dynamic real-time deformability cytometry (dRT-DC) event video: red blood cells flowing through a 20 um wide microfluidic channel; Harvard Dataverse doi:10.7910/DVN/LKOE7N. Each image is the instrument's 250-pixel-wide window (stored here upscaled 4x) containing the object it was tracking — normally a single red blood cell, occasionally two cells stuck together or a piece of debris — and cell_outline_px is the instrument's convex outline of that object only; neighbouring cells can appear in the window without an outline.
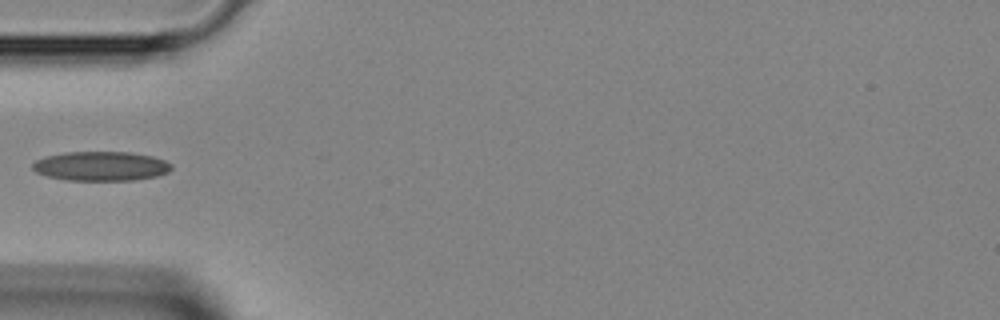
{"species": "Egyptian fruit bat (a non-hibernating species)", "species_latin": "Rousettus aegyptiacus", "temperature_condition": "room temperature", "stored_images_in_passage": 10, "camera_frame_rate_fps": 3000, "um_per_image_px": 0.085, "animal": {"sex": "female"}, "frame": {"image": 1, "passage_image": 1, "time_ms": 0.0, "image_size_px": [1000, 320], "cell_outline_px": [[172, 168], [168, 172], [156, 176], [132, 180], [68, 180], [48, 176], [36, 172], [32, 168], [32, 164], [36, 160], [48, 156], [64, 152], [128, 152], [152, 156], [164, 160], [172, 164]], "centroid_in_image_um": [8.59, 14.12], "position_along_channel_um": 76.4, "area_um2": 23.58}}
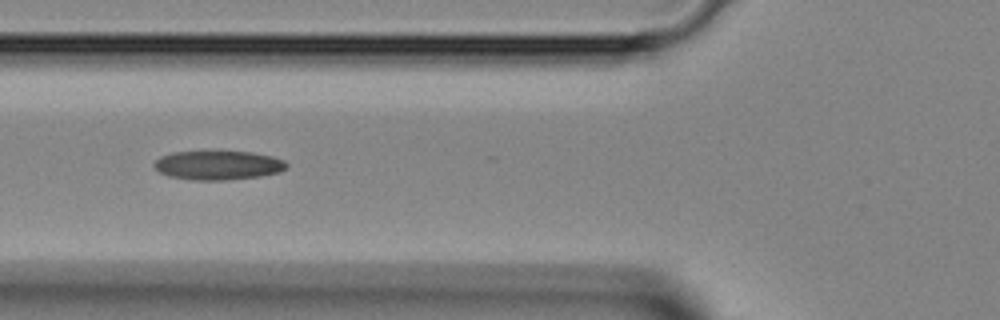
{"frame": {"image": 2, "passage_image": 3, "time_ms": 0.667, "image_size_px": [1000, 320], "cell_outline_px": [[288, 168], [280, 172], [260, 176], [228, 180], [192, 180], [168, 176], [160, 172], [152, 164], [160, 156], [172, 152], [216, 148], [252, 152], [272, 156], [284, 160], [288, 164]], "centroid_in_image_um": [18.53, 13.99], "position_along_channel_um": 107.3, "area_um2": 23.64}}
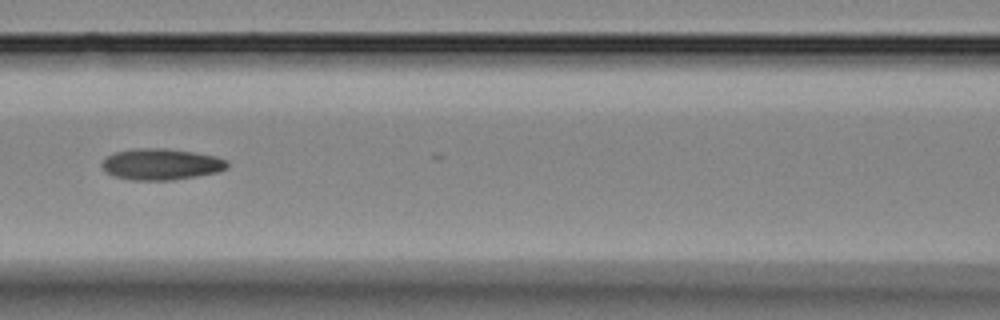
{"frame": {"image": 3, "passage_image": 6, "time_ms": 1.667, "image_size_px": [1000, 320], "cell_outline_px": [[228, 168], [216, 172], [196, 176], [172, 180], [132, 180], [116, 176], [108, 172], [100, 164], [108, 156], [116, 152], [132, 148], [168, 148], [216, 156], [228, 160]], "centroid_in_image_um": [13.73, 13.95], "position_along_channel_um": 152.9, "area_um2": 22.72}}